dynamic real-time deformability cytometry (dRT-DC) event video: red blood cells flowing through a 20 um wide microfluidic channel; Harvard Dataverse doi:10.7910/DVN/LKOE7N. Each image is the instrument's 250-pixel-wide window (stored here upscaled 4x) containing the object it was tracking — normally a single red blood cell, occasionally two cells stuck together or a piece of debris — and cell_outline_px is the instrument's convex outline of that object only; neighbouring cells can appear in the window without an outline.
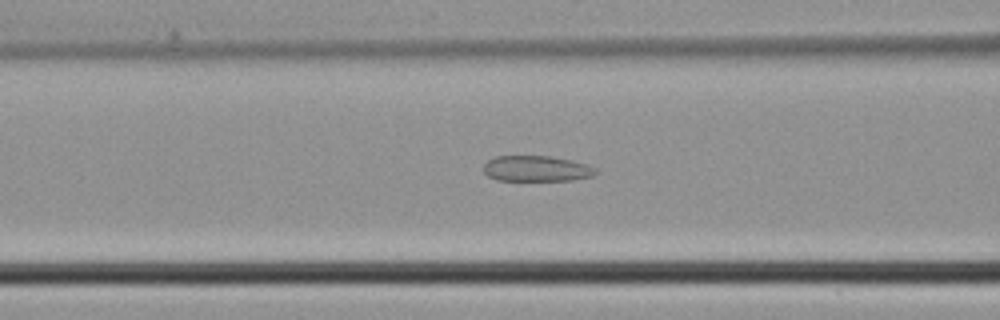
{"species": "common noctule bat (a hibernating species)", "species_latin": "Nyctalus noctula", "temperature_condition": "cold", "stored_images_in_passage": 41, "camera_frame_rate_fps": 3000, "um_per_image_px": 0.085, "animal": {"sex": "male", "body_mass_g": 21.5, "forearm_length_mm": 52.0}, "frame": {"image": 1, "passage_image": 18, "time_ms": 5.667, "image_size_px": [1000, 320], "cell_outline_px": [[596, 172], [592, 176], [572, 180], [496, 180], [488, 176], [484, 172], [484, 164], [488, 160], [496, 156], [552, 156], [572, 160], [588, 164], [596, 168]], "centroid_in_image_um": [45.61, 14.32], "position_along_channel_um": 121.0, "area_um2": 16.82}}
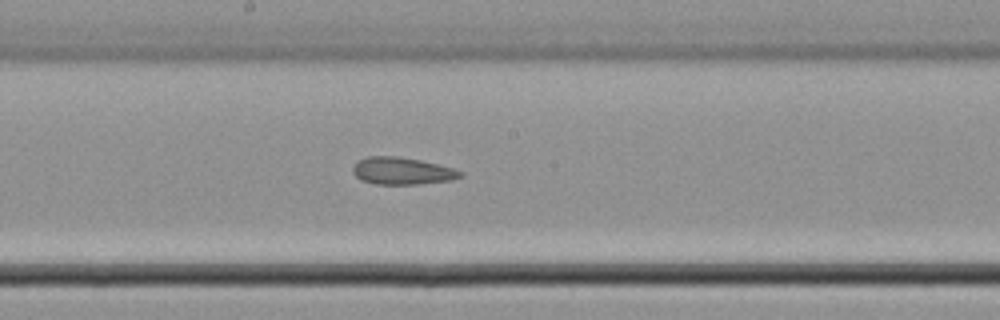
{"frame": {"image": 2, "passage_image": 24, "time_ms": 7.667, "image_size_px": [1000, 320], "cell_outline_px": [[464, 176], [452, 180], [416, 184], [376, 184], [360, 180], [352, 172], [352, 168], [360, 160], [368, 156], [396, 156], [420, 160], [452, 168], [464, 172]], "centroid_in_image_um": [34.19, 14.54], "position_along_channel_um": 214.0, "area_um2": 16.94}}
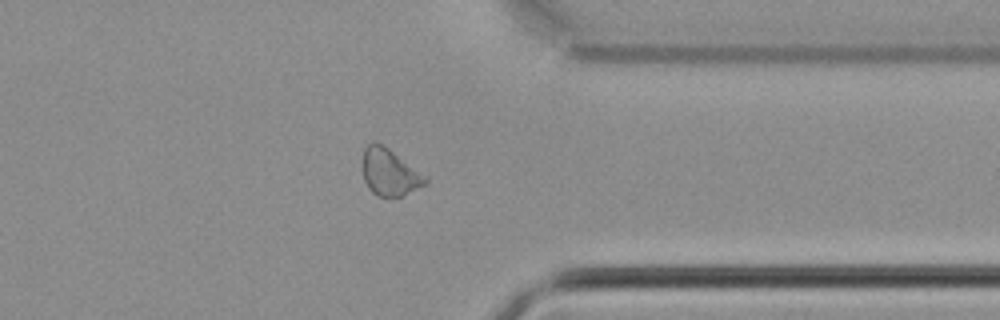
{"frame": {"image": 3, "passage_image": 35, "time_ms": 11.333, "image_size_px": [1000, 320], "cell_outline_px": [[428, 180], [424, 184], [400, 196], [376, 196], [368, 188], [364, 180], [364, 148], [372, 140], [376, 140], [388, 148], [428, 176]], "centroid_in_image_um": [33.11, 14.61], "position_along_channel_um": 378.3, "area_um2": 16.94}}